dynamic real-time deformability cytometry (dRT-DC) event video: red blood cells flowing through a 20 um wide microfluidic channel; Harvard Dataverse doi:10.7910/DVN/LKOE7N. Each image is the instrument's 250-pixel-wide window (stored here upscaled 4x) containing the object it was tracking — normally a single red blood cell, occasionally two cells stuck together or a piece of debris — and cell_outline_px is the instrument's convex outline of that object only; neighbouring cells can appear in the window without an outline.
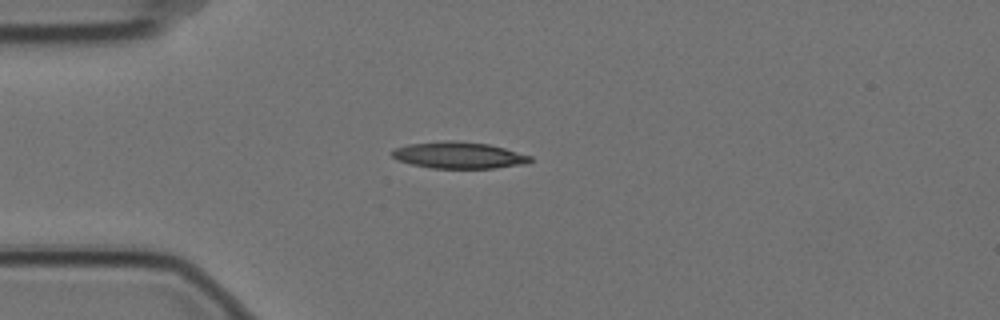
{"species": "Egyptian fruit bat (a non-hibernating species)", "species_latin": "Rousettus aegyptiacus", "temperature_condition": "cold", "stored_images_in_passage": 44, "camera_frame_rate_fps": 3000, "um_per_image_px": 0.085, "animal": {"sex": "female"}, "frame": {"image": 1, "passage_image": 1, "time_ms": 0.0, "image_size_px": [1000, 320], "cell_outline_px": [[532, 160], [524, 164], [496, 168], [432, 168], [412, 164], [396, 160], [388, 152], [392, 148], [408, 144], [444, 140], [452, 140], [488, 144], [504, 148], [532, 156]], "centroid_in_image_um": [38.93, 13.19], "position_along_channel_um": 46.1, "area_um2": 21.56}}
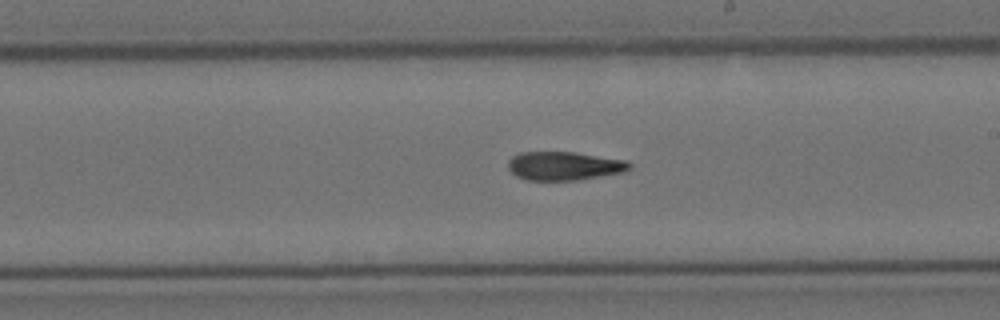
{"frame": {"image": 2, "passage_image": 19, "time_ms": 6.0, "image_size_px": [1000, 320], "cell_outline_px": [[632, 168], [624, 172], [576, 180], [528, 180], [516, 176], [508, 168], [508, 160], [512, 156], [520, 152], [576, 152], [628, 160], [632, 164]], "centroid_in_image_um": [47.98, 14.09], "position_along_channel_um": 241.0, "area_um2": 20.4}}
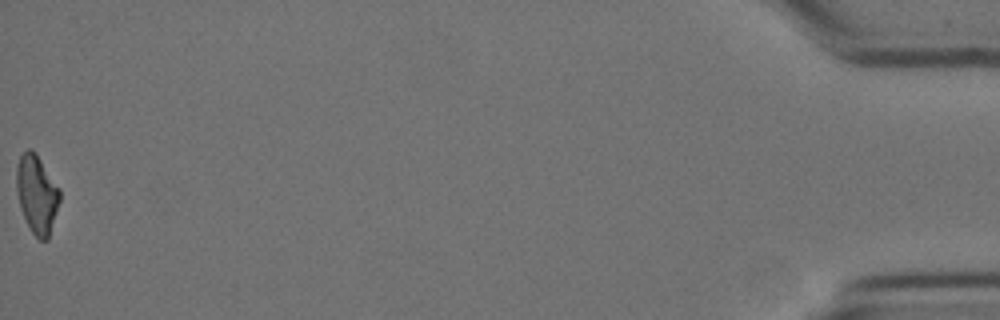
{"frame": {"image": 3, "passage_image": 44, "time_ms": 14.333, "image_size_px": [1000, 320], "cell_outline_px": [[60, 200], [48, 240], [40, 240], [32, 232], [20, 208], [16, 192], [16, 168], [20, 156], [28, 148], [32, 148], [36, 152], [60, 188]], "centroid_in_image_um": [3.13, 16.47], "position_along_channel_um": 432.1, "area_um2": 19.88}, "authors_computed_cell_mechanics": {"area_um2": 20.6057, "velocity_mm_per_s": 3.5092, "shape_relaxation_time_tau1_ms": null, "shape_relaxation_time_tau2_ms": 5.8394, "deformation_change_tau1": null, "deformation_change_tau2": 0.16}}